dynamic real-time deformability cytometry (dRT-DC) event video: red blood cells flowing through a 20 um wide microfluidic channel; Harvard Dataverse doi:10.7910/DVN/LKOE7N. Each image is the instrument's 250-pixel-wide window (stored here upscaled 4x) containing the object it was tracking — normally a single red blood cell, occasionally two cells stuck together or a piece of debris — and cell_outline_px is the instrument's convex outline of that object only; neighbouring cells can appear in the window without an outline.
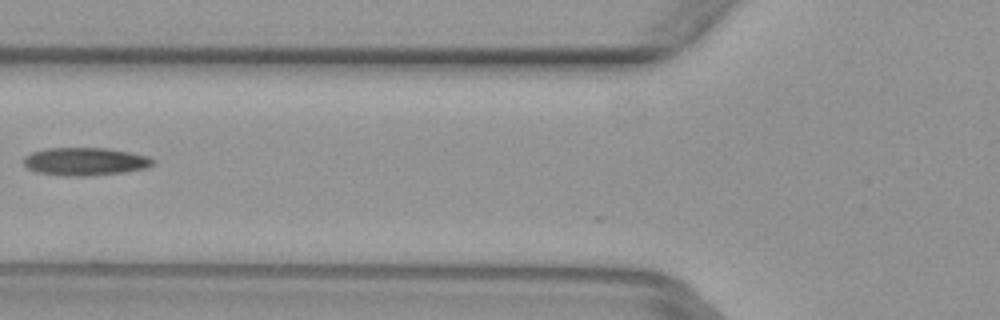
{"species": "common noctule bat (a hibernating species)", "species_latin": "Nyctalus noctula", "temperature_condition": "warm", "stored_images_in_passage": 6, "camera_frame_rate_fps": 3000, "um_per_image_px": 0.085, "animal": {"sex": "female", "body_mass_g": 29.2, "forearm_length_mm": 56.3}, "frame": {"image": 1, "passage_image": 6, "time_ms": 1.667, "image_size_px": [1000, 320], "cell_outline_px": [[152, 164], [148, 168], [124, 172], [88, 176], [64, 176], [36, 172], [28, 168], [24, 164], [24, 156], [32, 152], [48, 148], [108, 148], [148, 156], [152, 160]], "centroid_in_image_um": [7.21, 13.73], "position_along_channel_um": 118.6, "area_um2": 20.98}}